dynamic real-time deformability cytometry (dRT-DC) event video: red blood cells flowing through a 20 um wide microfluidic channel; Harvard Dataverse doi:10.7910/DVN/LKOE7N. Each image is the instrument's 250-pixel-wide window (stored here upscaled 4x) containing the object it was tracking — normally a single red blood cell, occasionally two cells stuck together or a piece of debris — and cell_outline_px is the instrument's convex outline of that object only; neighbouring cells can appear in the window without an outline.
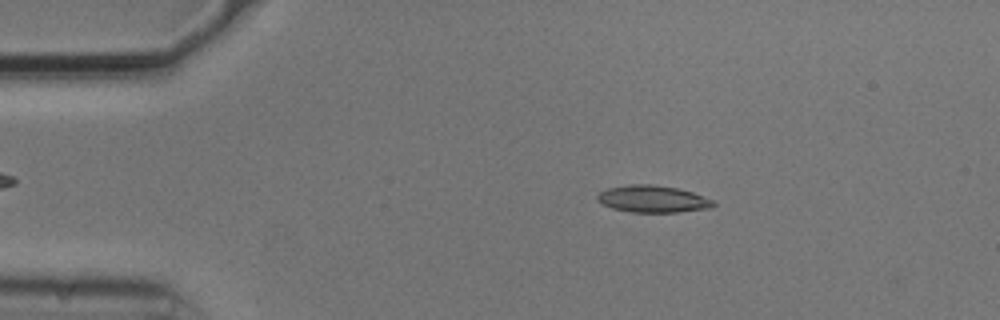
{"species": "common noctule bat (a hibernating species)", "species_latin": "Nyctalus noctula", "temperature_condition": "cold", "stored_images_in_passage": 53, "camera_frame_rate_fps": 3000, "um_per_image_px": 0.085, "animal": {"sex": "male", "body_mass_g": 20.5, "forearm_length_mm": 52.5}, "frame": {"image": 1, "passage_image": 9, "time_ms": 2.667, "image_size_px": [1000, 320], "cell_outline_px": [[716, 204], [712, 208], [680, 212], [632, 212], [612, 208], [596, 200], [596, 196], [600, 192], [608, 188], [632, 184], [652, 184], [676, 188], [692, 192], [712, 200]], "centroid_in_image_um": [55.49, 16.92], "position_along_channel_um": 29.5, "area_um2": 18.15}}
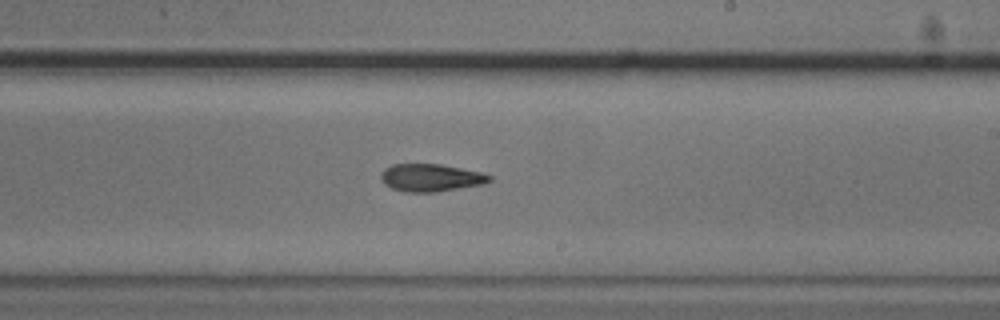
{"frame": {"image": 2, "passage_image": 31, "time_ms": 10.0, "image_size_px": [1000, 320], "cell_outline_px": [[492, 180], [484, 184], [436, 192], [404, 192], [392, 188], [384, 184], [380, 180], [380, 176], [384, 168], [392, 164], [440, 164], [480, 172], [492, 176]], "centroid_in_image_um": [36.59, 15.11], "position_along_channel_um": 252.4, "area_um2": 17.51}}
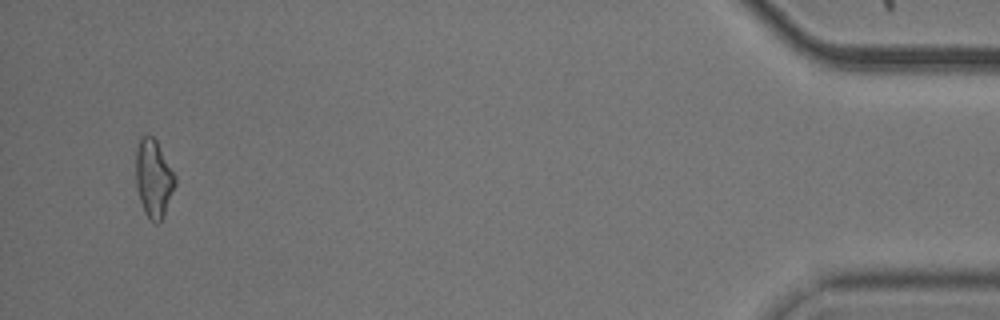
{"frame": {"image": 3, "passage_image": 51, "time_ms": 16.667, "image_size_px": [1000, 320], "cell_outline_px": [[176, 184], [164, 216], [156, 224], [144, 212], [140, 200], [136, 184], [136, 152], [140, 136], [152, 136], [156, 140], [176, 176]], "centroid_in_image_um": [13.06, 15.16], "position_along_channel_um": 422.1, "area_um2": 17.69}, "authors_computed_cell_mechanics": {"area_um2": 17.5712, "velocity_mm_per_s": 3.7475, "shape_relaxation_time_tau1_ms": 4.9951, "shape_relaxation_time_tau2_ms": 2.7915, "deformation_change_tau1": 0.1542, "deformation_change_tau2": 0.0966}}